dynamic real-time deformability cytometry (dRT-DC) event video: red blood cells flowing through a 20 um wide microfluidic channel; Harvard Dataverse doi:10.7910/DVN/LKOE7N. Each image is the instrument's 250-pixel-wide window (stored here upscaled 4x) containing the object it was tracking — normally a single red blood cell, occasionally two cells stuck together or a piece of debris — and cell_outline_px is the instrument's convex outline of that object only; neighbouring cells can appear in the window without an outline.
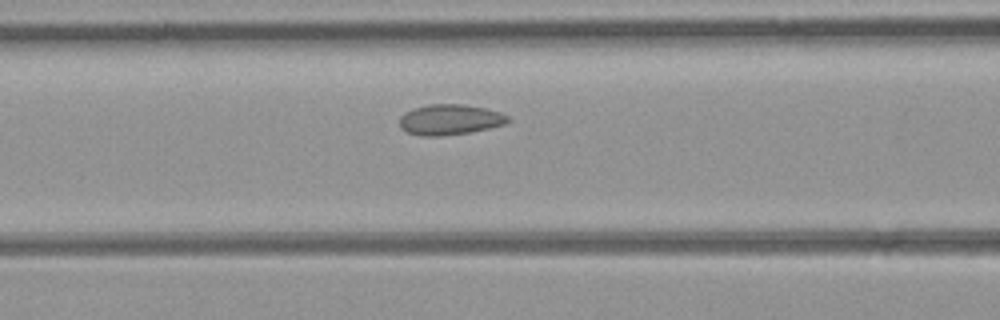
{"species": "common noctule bat (a hibernating species)", "species_latin": "Nyctalus noctula", "temperature_condition": "room temperature", "stored_images_in_passage": 36, "camera_frame_rate_fps": 3000, "um_per_image_px": 0.085, "animal": {"sex": "female", "body_mass_g": 21.9}, "frame": {"image": 1, "passage_image": 13, "time_ms": 4.0, "image_size_px": [1000, 320], "cell_outline_px": [[508, 120], [504, 124], [488, 128], [468, 132], [440, 136], [420, 136], [408, 132], [400, 128], [400, 116], [404, 112], [428, 104], [464, 104], [484, 108], [500, 112], [508, 116]], "centroid_in_image_um": [38.2, 10.16], "position_along_channel_um": 128.4, "area_um2": 19.07}}
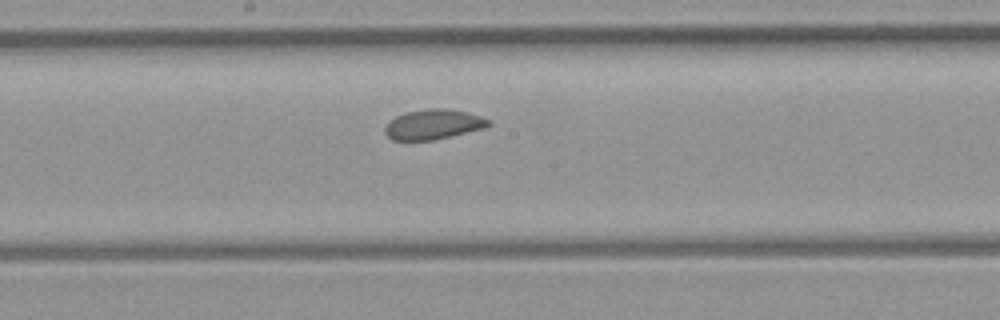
{"frame": {"image": 2, "passage_image": 19, "time_ms": 6.0, "image_size_px": [1000, 320], "cell_outline_px": [[492, 124], [484, 128], [432, 140], [392, 140], [384, 132], [384, 128], [396, 116], [404, 112], [428, 108], [448, 108], [480, 116], [488, 120]], "centroid_in_image_um": [36.81, 10.56], "position_along_channel_um": 211.4, "area_um2": 17.86}}
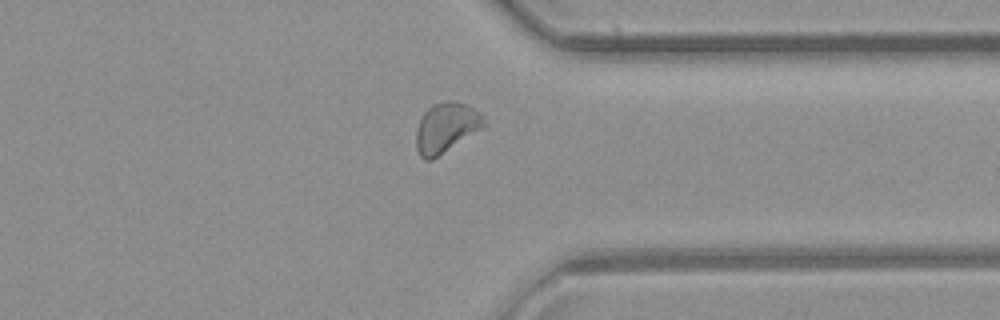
{"frame": {"image": 3, "passage_image": 31, "time_ms": 10.0, "image_size_px": [1000, 320], "cell_outline_px": [[488, 124], [432, 160], [424, 160], [420, 156], [416, 148], [416, 128], [424, 112], [432, 104], [448, 100], [452, 100], [468, 104], [480, 112], [484, 116]], "centroid_in_image_um": [37.93, 10.83], "position_along_channel_um": 373.5, "area_um2": 19.88}, "authors_computed_cell_mechanics": {"area_um2": 18.7561, "velocity_mm_per_s": 4.1485, "shape_relaxation_time_tau1_ms": 6.1071, "shape_relaxation_time_tau2_ms": 0.8419, "deformation_change_tau1": 0.0768, "deformation_change_tau2": 0.0632}}